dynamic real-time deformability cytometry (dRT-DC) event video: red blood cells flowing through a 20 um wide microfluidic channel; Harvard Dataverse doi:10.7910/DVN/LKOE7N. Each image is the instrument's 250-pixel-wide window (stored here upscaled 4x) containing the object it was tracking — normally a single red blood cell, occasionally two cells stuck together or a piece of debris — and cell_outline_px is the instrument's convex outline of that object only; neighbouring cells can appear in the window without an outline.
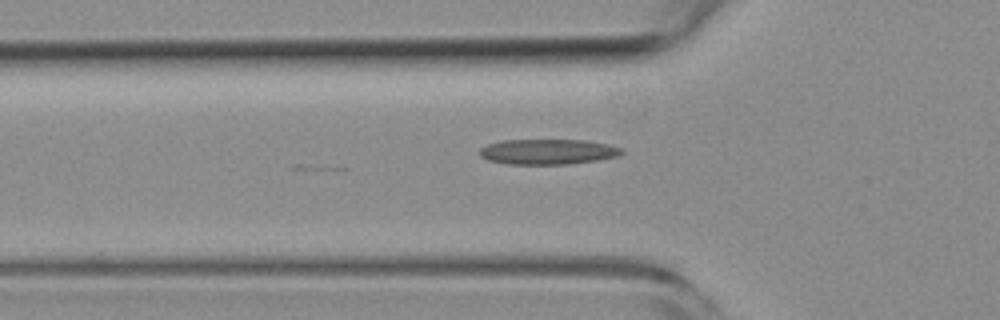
{"species": "common noctule bat (a hibernating species)", "species_latin": "Nyctalus noctula", "temperature_condition": "room temperature", "stored_images_in_passage": 16, "camera_frame_rate_fps": 3000, "um_per_image_px": 0.085, "animal": {"sex": "female", "body_mass_g": 19.3, "forearm_length_mm": 54.1}, "frame": {"image": 1, "passage_image": 7, "time_ms": 2.0, "image_size_px": [1000, 320], "cell_outline_px": [[624, 152], [616, 156], [596, 160], [568, 164], [508, 164], [488, 160], [480, 156], [480, 148], [488, 144], [500, 140], [584, 140], [608, 144], [624, 148]], "centroid_in_image_um": [46.56, 12.89], "position_along_channel_um": 79.2, "area_um2": 20.92}}
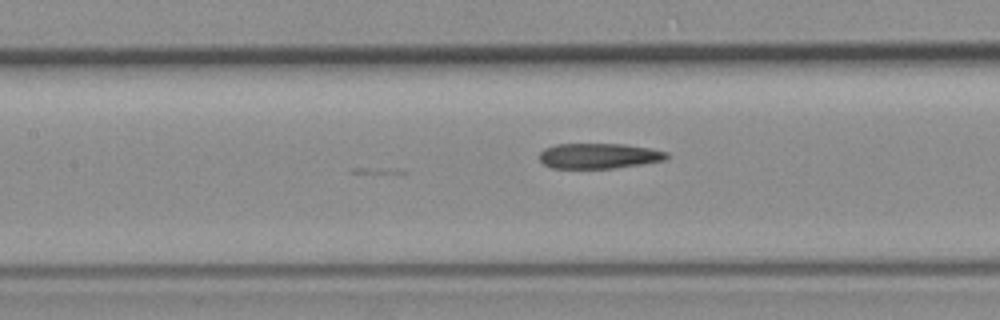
{"frame": {"image": 2, "passage_image": 13, "time_ms": 4.0, "image_size_px": [1000, 320], "cell_outline_px": [[668, 156], [664, 160], [616, 168], [552, 168], [544, 164], [540, 160], [540, 152], [544, 148], [556, 144], [624, 144], [652, 148], [668, 152]], "centroid_in_image_um": [50.9, 13.24], "position_along_channel_um": 156.5, "area_um2": 18.79}}
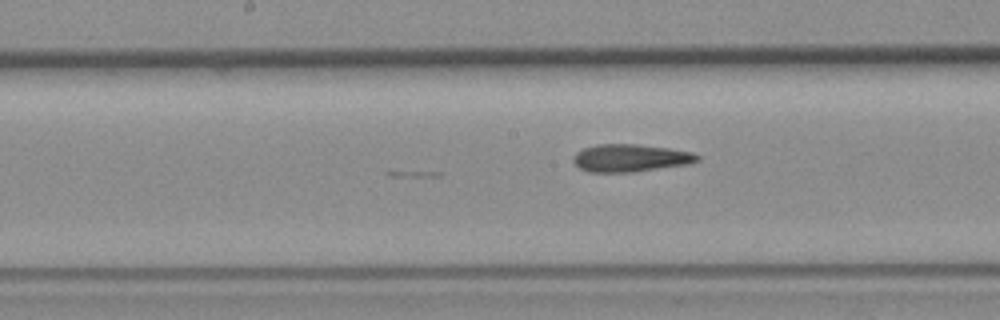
{"frame": {"image": 3, "passage_image": 16, "time_ms": 5.0, "image_size_px": [1000, 320], "cell_outline_px": [[700, 160], [692, 164], [636, 172], [588, 172], [580, 168], [572, 160], [572, 156], [576, 152], [584, 148], [596, 144], [636, 144], [668, 148], [692, 152], [700, 156]], "centroid_in_image_um": [53.61, 13.44], "position_along_channel_um": 194.6, "area_um2": 20.23}}